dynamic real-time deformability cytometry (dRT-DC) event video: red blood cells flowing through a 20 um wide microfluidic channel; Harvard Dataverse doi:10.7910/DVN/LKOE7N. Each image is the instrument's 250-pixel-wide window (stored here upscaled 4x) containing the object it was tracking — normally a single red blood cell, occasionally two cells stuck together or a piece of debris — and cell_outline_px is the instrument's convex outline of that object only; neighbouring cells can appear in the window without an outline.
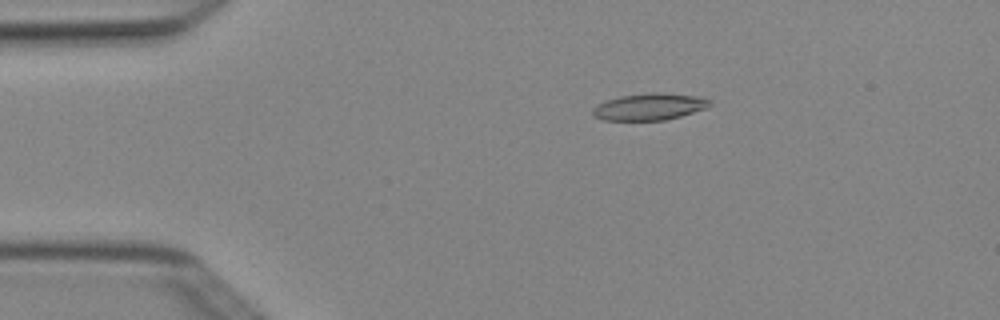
{"species": "Egyptian fruit bat (a non-hibernating species)", "species_latin": "Rousettus aegyptiacus", "temperature_condition": "cold", "stored_images_in_passage": 5, "camera_frame_rate_fps": 3000, "um_per_image_px": 0.085, "animal": {"sex": "female"}, "frame": {"image": 1, "passage_image": 3, "time_ms": 0.667, "image_size_px": [1000, 320], "cell_outline_px": [[712, 104], [708, 108], [680, 116], [664, 120], [604, 120], [592, 116], [592, 108], [596, 104], [620, 96], [652, 92], [660, 92], [700, 96], [712, 100]], "centroid_in_image_um": [55.23, 9.06], "position_along_channel_um": 29.8, "area_um2": 18.5}}
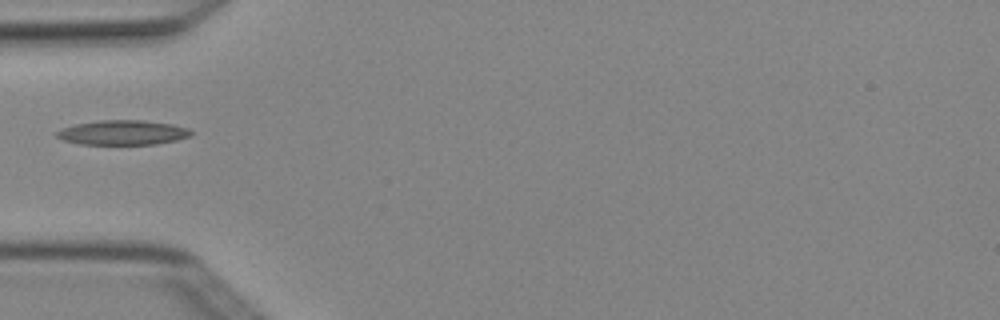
{"frame": {"image": 2, "passage_image": 5, "time_ms": 1.333, "image_size_px": [1000, 320], "cell_outline_px": [[192, 136], [176, 140], [156, 144], [80, 144], [64, 140], [56, 136], [56, 132], [64, 128], [76, 124], [100, 120], [140, 120], [172, 124], [188, 128], [192, 132]], "centroid_in_image_um": [10.47, 11.27], "position_along_channel_um": 74.5, "area_um2": 19.13}}